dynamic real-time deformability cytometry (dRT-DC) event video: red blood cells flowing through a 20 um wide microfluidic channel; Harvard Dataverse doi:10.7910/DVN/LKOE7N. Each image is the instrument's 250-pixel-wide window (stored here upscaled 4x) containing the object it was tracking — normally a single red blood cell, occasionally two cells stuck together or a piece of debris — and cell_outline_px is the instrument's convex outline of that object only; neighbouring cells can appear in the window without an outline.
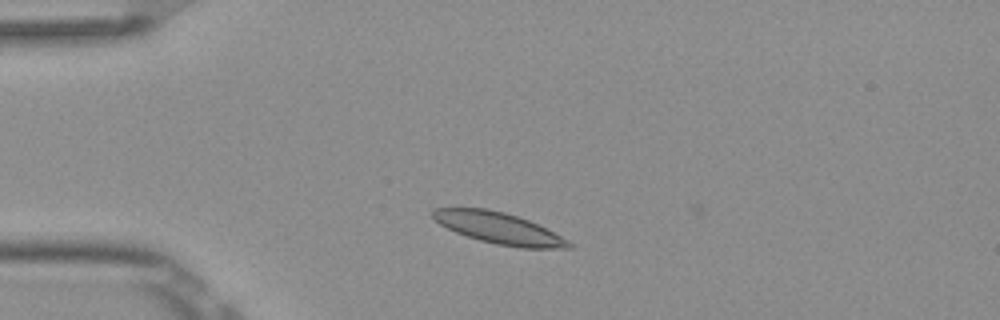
{"species": "Egyptian fruit bat (a non-hibernating species)", "species_latin": "Rousettus aegyptiacus", "temperature_condition": "room temperature", "stored_images_in_passage": 3, "camera_frame_rate_fps": 3000, "um_per_image_px": 0.085, "frame": {"image": 1, "passage_image": 3, "time_ms": 0.667, "image_size_px": [1000, 320], "cell_outline_px": [[572, 248], [524, 248], [496, 244], [480, 240], [456, 232], [440, 224], [432, 216], [432, 212], [436, 208], [484, 208], [504, 212], [528, 220], [568, 240], [572, 244]], "centroid_in_image_um": [42.39, 19.39], "position_along_channel_um": 42.6, "area_um2": 24.28}}